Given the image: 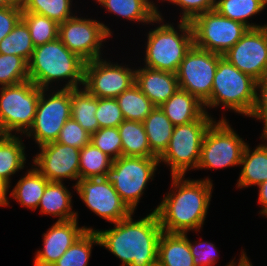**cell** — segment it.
<instances>
[{
  "label": "cell",
  "mask_w": 267,
  "mask_h": 266,
  "mask_svg": "<svg viewBox=\"0 0 267 266\" xmlns=\"http://www.w3.org/2000/svg\"><path fill=\"white\" fill-rule=\"evenodd\" d=\"M258 201L262 208L259 212L260 215L267 218V181L260 183L258 186Z\"/></svg>",
  "instance_id": "f6af8a7d"
},
{
  "label": "cell",
  "mask_w": 267,
  "mask_h": 266,
  "mask_svg": "<svg viewBox=\"0 0 267 266\" xmlns=\"http://www.w3.org/2000/svg\"><path fill=\"white\" fill-rule=\"evenodd\" d=\"M0 184H7V183L0 177Z\"/></svg>",
  "instance_id": "f907efd6"
},
{
  "label": "cell",
  "mask_w": 267,
  "mask_h": 266,
  "mask_svg": "<svg viewBox=\"0 0 267 266\" xmlns=\"http://www.w3.org/2000/svg\"><path fill=\"white\" fill-rule=\"evenodd\" d=\"M143 124L151 152L159 158L168 147L174 125L160 107H155Z\"/></svg>",
  "instance_id": "4316f807"
},
{
  "label": "cell",
  "mask_w": 267,
  "mask_h": 266,
  "mask_svg": "<svg viewBox=\"0 0 267 266\" xmlns=\"http://www.w3.org/2000/svg\"><path fill=\"white\" fill-rule=\"evenodd\" d=\"M95 231L88 226H78V219L56 221L43 236V249L36 251L34 266H52L85 232Z\"/></svg>",
  "instance_id": "ac0fdd59"
},
{
  "label": "cell",
  "mask_w": 267,
  "mask_h": 266,
  "mask_svg": "<svg viewBox=\"0 0 267 266\" xmlns=\"http://www.w3.org/2000/svg\"><path fill=\"white\" fill-rule=\"evenodd\" d=\"M194 46L223 56L249 29L243 23L207 11L191 22Z\"/></svg>",
  "instance_id": "8fae6325"
},
{
  "label": "cell",
  "mask_w": 267,
  "mask_h": 266,
  "mask_svg": "<svg viewBox=\"0 0 267 266\" xmlns=\"http://www.w3.org/2000/svg\"><path fill=\"white\" fill-rule=\"evenodd\" d=\"M40 93L30 80L0 87V134L22 136L30 129Z\"/></svg>",
  "instance_id": "ba28073f"
},
{
  "label": "cell",
  "mask_w": 267,
  "mask_h": 266,
  "mask_svg": "<svg viewBox=\"0 0 267 266\" xmlns=\"http://www.w3.org/2000/svg\"><path fill=\"white\" fill-rule=\"evenodd\" d=\"M79 159L80 179L105 178L113 161L91 142L80 149Z\"/></svg>",
  "instance_id": "1f68e13d"
},
{
  "label": "cell",
  "mask_w": 267,
  "mask_h": 266,
  "mask_svg": "<svg viewBox=\"0 0 267 266\" xmlns=\"http://www.w3.org/2000/svg\"><path fill=\"white\" fill-rule=\"evenodd\" d=\"M21 6L0 8V41L8 35L22 19Z\"/></svg>",
  "instance_id": "7bdbcfd3"
},
{
  "label": "cell",
  "mask_w": 267,
  "mask_h": 266,
  "mask_svg": "<svg viewBox=\"0 0 267 266\" xmlns=\"http://www.w3.org/2000/svg\"><path fill=\"white\" fill-rule=\"evenodd\" d=\"M29 80L28 63L17 55L0 54V87Z\"/></svg>",
  "instance_id": "8d00e7d4"
},
{
  "label": "cell",
  "mask_w": 267,
  "mask_h": 266,
  "mask_svg": "<svg viewBox=\"0 0 267 266\" xmlns=\"http://www.w3.org/2000/svg\"><path fill=\"white\" fill-rule=\"evenodd\" d=\"M106 11L143 25L152 24L159 15L157 10L148 0H95ZM146 23V24H145Z\"/></svg>",
  "instance_id": "cb8c5ba5"
},
{
  "label": "cell",
  "mask_w": 267,
  "mask_h": 266,
  "mask_svg": "<svg viewBox=\"0 0 267 266\" xmlns=\"http://www.w3.org/2000/svg\"><path fill=\"white\" fill-rule=\"evenodd\" d=\"M21 20L27 25L35 47L58 38L59 24L46 16L33 12H22Z\"/></svg>",
  "instance_id": "d590c367"
},
{
  "label": "cell",
  "mask_w": 267,
  "mask_h": 266,
  "mask_svg": "<svg viewBox=\"0 0 267 266\" xmlns=\"http://www.w3.org/2000/svg\"><path fill=\"white\" fill-rule=\"evenodd\" d=\"M207 129L202 145L198 169H223L240 166L246 142L223 116Z\"/></svg>",
  "instance_id": "9c48e42d"
},
{
  "label": "cell",
  "mask_w": 267,
  "mask_h": 266,
  "mask_svg": "<svg viewBox=\"0 0 267 266\" xmlns=\"http://www.w3.org/2000/svg\"><path fill=\"white\" fill-rule=\"evenodd\" d=\"M214 121V117L205 112L198 120L174 126L168 147L158 158L170 167L171 176H185L189 169H197L204 135Z\"/></svg>",
  "instance_id": "8992f818"
},
{
  "label": "cell",
  "mask_w": 267,
  "mask_h": 266,
  "mask_svg": "<svg viewBox=\"0 0 267 266\" xmlns=\"http://www.w3.org/2000/svg\"><path fill=\"white\" fill-rule=\"evenodd\" d=\"M158 157L121 156L112 161L105 178L114 186L123 202L133 212L149 181L160 166Z\"/></svg>",
  "instance_id": "52a82bcc"
},
{
  "label": "cell",
  "mask_w": 267,
  "mask_h": 266,
  "mask_svg": "<svg viewBox=\"0 0 267 266\" xmlns=\"http://www.w3.org/2000/svg\"><path fill=\"white\" fill-rule=\"evenodd\" d=\"M179 6L182 21L191 22L195 17L207 11L215 10L216 0H161Z\"/></svg>",
  "instance_id": "60d3db41"
},
{
  "label": "cell",
  "mask_w": 267,
  "mask_h": 266,
  "mask_svg": "<svg viewBox=\"0 0 267 266\" xmlns=\"http://www.w3.org/2000/svg\"><path fill=\"white\" fill-rule=\"evenodd\" d=\"M262 139V144L259 143L253 151L246 144L240 167L241 172L239 179L237 180V188H248L251 186H258L260 183L267 181V136H260Z\"/></svg>",
  "instance_id": "ffe728a7"
},
{
  "label": "cell",
  "mask_w": 267,
  "mask_h": 266,
  "mask_svg": "<svg viewBox=\"0 0 267 266\" xmlns=\"http://www.w3.org/2000/svg\"><path fill=\"white\" fill-rule=\"evenodd\" d=\"M170 191L164 195L156 212L162 231L167 233L199 232L205 223L212 197L213 183L203 179L170 176Z\"/></svg>",
  "instance_id": "6da1fadb"
},
{
  "label": "cell",
  "mask_w": 267,
  "mask_h": 266,
  "mask_svg": "<svg viewBox=\"0 0 267 266\" xmlns=\"http://www.w3.org/2000/svg\"><path fill=\"white\" fill-rule=\"evenodd\" d=\"M31 167L18 180L9 195L23 208L35 211L49 181L33 165Z\"/></svg>",
  "instance_id": "484cf974"
},
{
  "label": "cell",
  "mask_w": 267,
  "mask_h": 266,
  "mask_svg": "<svg viewBox=\"0 0 267 266\" xmlns=\"http://www.w3.org/2000/svg\"><path fill=\"white\" fill-rule=\"evenodd\" d=\"M136 69L98 58L85 64L83 87L97 98H116L135 84Z\"/></svg>",
  "instance_id": "5bb4252c"
},
{
  "label": "cell",
  "mask_w": 267,
  "mask_h": 266,
  "mask_svg": "<svg viewBox=\"0 0 267 266\" xmlns=\"http://www.w3.org/2000/svg\"><path fill=\"white\" fill-rule=\"evenodd\" d=\"M85 64L86 61L57 38L35 47L28 62L29 80L41 89H51L52 84L58 85L63 80L66 83L58 87L60 89L81 88L84 85Z\"/></svg>",
  "instance_id": "3957f363"
},
{
  "label": "cell",
  "mask_w": 267,
  "mask_h": 266,
  "mask_svg": "<svg viewBox=\"0 0 267 266\" xmlns=\"http://www.w3.org/2000/svg\"><path fill=\"white\" fill-rule=\"evenodd\" d=\"M71 194L64 182L49 181L37 209L42 215L58 218L57 221L78 219V212L72 209Z\"/></svg>",
  "instance_id": "44dd1931"
},
{
  "label": "cell",
  "mask_w": 267,
  "mask_h": 266,
  "mask_svg": "<svg viewBox=\"0 0 267 266\" xmlns=\"http://www.w3.org/2000/svg\"><path fill=\"white\" fill-rule=\"evenodd\" d=\"M93 245H100L96 231H85L52 266H88Z\"/></svg>",
  "instance_id": "d6a6232c"
},
{
  "label": "cell",
  "mask_w": 267,
  "mask_h": 266,
  "mask_svg": "<svg viewBox=\"0 0 267 266\" xmlns=\"http://www.w3.org/2000/svg\"><path fill=\"white\" fill-rule=\"evenodd\" d=\"M90 139L91 134L84 130L77 121L69 118L62 127L56 142L82 149L90 143Z\"/></svg>",
  "instance_id": "ab89813d"
},
{
  "label": "cell",
  "mask_w": 267,
  "mask_h": 266,
  "mask_svg": "<svg viewBox=\"0 0 267 266\" xmlns=\"http://www.w3.org/2000/svg\"><path fill=\"white\" fill-rule=\"evenodd\" d=\"M90 142L112 160L122 156V141L118 127L98 129L91 134Z\"/></svg>",
  "instance_id": "74e56055"
},
{
  "label": "cell",
  "mask_w": 267,
  "mask_h": 266,
  "mask_svg": "<svg viewBox=\"0 0 267 266\" xmlns=\"http://www.w3.org/2000/svg\"><path fill=\"white\" fill-rule=\"evenodd\" d=\"M256 87L255 79L221 56L215 71L211 96L203 103L205 111L209 113L208 109L221 105L223 110L228 109L250 118L256 102Z\"/></svg>",
  "instance_id": "5b68a950"
},
{
  "label": "cell",
  "mask_w": 267,
  "mask_h": 266,
  "mask_svg": "<svg viewBox=\"0 0 267 266\" xmlns=\"http://www.w3.org/2000/svg\"><path fill=\"white\" fill-rule=\"evenodd\" d=\"M135 84L155 107H160L179 89L175 73L145 66L136 69Z\"/></svg>",
  "instance_id": "d6986e66"
},
{
  "label": "cell",
  "mask_w": 267,
  "mask_h": 266,
  "mask_svg": "<svg viewBox=\"0 0 267 266\" xmlns=\"http://www.w3.org/2000/svg\"><path fill=\"white\" fill-rule=\"evenodd\" d=\"M22 0H0V8L9 6H21Z\"/></svg>",
  "instance_id": "7dc6e473"
},
{
  "label": "cell",
  "mask_w": 267,
  "mask_h": 266,
  "mask_svg": "<svg viewBox=\"0 0 267 266\" xmlns=\"http://www.w3.org/2000/svg\"><path fill=\"white\" fill-rule=\"evenodd\" d=\"M155 23L159 25L146 34L144 66L176 74L186 53L194 45L191 23L179 20L177 28H174L173 23H165L160 11L153 20Z\"/></svg>",
  "instance_id": "277c9868"
},
{
  "label": "cell",
  "mask_w": 267,
  "mask_h": 266,
  "mask_svg": "<svg viewBox=\"0 0 267 266\" xmlns=\"http://www.w3.org/2000/svg\"><path fill=\"white\" fill-rule=\"evenodd\" d=\"M220 57L219 54L193 45L186 53L176 73L179 89L196 96L204 103L211 96Z\"/></svg>",
  "instance_id": "4fadbf2b"
},
{
  "label": "cell",
  "mask_w": 267,
  "mask_h": 266,
  "mask_svg": "<svg viewBox=\"0 0 267 266\" xmlns=\"http://www.w3.org/2000/svg\"><path fill=\"white\" fill-rule=\"evenodd\" d=\"M72 2L73 0H22L21 7L23 12L43 15L60 24L75 15Z\"/></svg>",
  "instance_id": "e575fe53"
},
{
  "label": "cell",
  "mask_w": 267,
  "mask_h": 266,
  "mask_svg": "<svg viewBox=\"0 0 267 266\" xmlns=\"http://www.w3.org/2000/svg\"><path fill=\"white\" fill-rule=\"evenodd\" d=\"M116 101L125 120L143 122L155 108L149 98L136 84L123 91L116 97Z\"/></svg>",
  "instance_id": "4dcf8cb0"
},
{
  "label": "cell",
  "mask_w": 267,
  "mask_h": 266,
  "mask_svg": "<svg viewBox=\"0 0 267 266\" xmlns=\"http://www.w3.org/2000/svg\"><path fill=\"white\" fill-rule=\"evenodd\" d=\"M69 118L71 89H41L33 124L24 137L32 138L38 147L56 141Z\"/></svg>",
  "instance_id": "30bf717a"
},
{
  "label": "cell",
  "mask_w": 267,
  "mask_h": 266,
  "mask_svg": "<svg viewBox=\"0 0 267 266\" xmlns=\"http://www.w3.org/2000/svg\"><path fill=\"white\" fill-rule=\"evenodd\" d=\"M223 57L258 82L267 68V26L248 29Z\"/></svg>",
  "instance_id": "e0dca14e"
},
{
  "label": "cell",
  "mask_w": 267,
  "mask_h": 266,
  "mask_svg": "<svg viewBox=\"0 0 267 266\" xmlns=\"http://www.w3.org/2000/svg\"><path fill=\"white\" fill-rule=\"evenodd\" d=\"M9 191L8 184H0V207H10V201L8 200L7 193Z\"/></svg>",
  "instance_id": "bcb514c9"
},
{
  "label": "cell",
  "mask_w": 267,
  "mask_h": 266,
  "mask_svg": "<svg viewBox=\"0 0 267 266\" xmlns=\"http://www.w3.org/2000/svg\"><path fill=\"white\" fill-rule=\"evenodd\" d=\"M160 109L174 126L198 120L206 112L204 104L196 96L182 89H178Z\"/></svg>",
  "instance_id": "7402d4cb"
},
{
  "label": "cell",
  "mask_w": 267,
  "mask_h": 266,
  "mask_svg": "<svg viewBox=\"0 0 267 266\" xmlns=\"http://www.w3.org/2000/svg\"><path fill=\"white\" fill-rule=\"evenodd\" d=\"M257 87H267V68L265 69L261 79L257 82Z\"/></svg>",
  "instance_id": "c3c4849f"
},
{
  "label": "cell",
  "mask_w": 267,
  "mask_h": 266,
  "mask_svg": "<svg viewBox=\"0 0 267 266\" xmlns=\"http://www.w3.org/2000/svg\"><path fill=\"white\" fill-rule=\"evenodd\" d=\"M149 2H151V4L157 9V10H159L158 9V7H157V4H155V2H153L152 0L150 1V0H148ZM159 1V0H158Z\"/></svg>",
  "instance_id": "681fc988"
},
{
  "label": "cell",
  "mask_w": 267,
  "mask_h": 266,
  "mask_svg": "<svg viewBox=\"0 0 267 266\" xmlns=\"http://www.w3.org/2000/svg\"><path fill=\"white\" fill-rule=\"evenodd\" d=\"M21 135H0V177L9 185L11 176L24 169L25 145Z\"/></svg>",
  "instance_id": "d4e9b609"
},
{
  "label": "cell",
  "mask_w": 267,
  "mask_h": 266,
  "mask_svg": "<svg viewBox=\"0 0 267 266\" xmlns=\"http://www.w3.org/2000/svg\"><path fill=\"white\" fill-rule=\"evenodd\" d=\"M129 217L114 223L113 228L95 230L100 247L120 259L121 266H157L158 241L162 231L155 211L139 220Z\"/></svg>",
  "instance_id": "7a4b0ae2"
},
{
  "label": "cell",
  "mask_w": 267,
  "mask_h": 266,
  "mask_svg": "<svg viewBox=\"0 0 267 266\" xmlns=\"http://www.w3.org/2000/svg\"><path fill=\"white\" fill-rule=\"evenodd\" d=\"M112 32L100 21L75 14L59 24L58 38L71 52L88 62L103 58L102 46Z\"/></svg>",
  "instance_id": "7c38bea8"
},
{
  "label": "cell",
  "mask_w": 267,
  "mask_h": 266,
  "mask_svg": "<svg viewBox=\"0 0 267 266\" xmlns=\"http://www.w3.org/2000/svg\"><path fill=\"white\" fill-rule=\"evenodd\" d=\"M95 116L99 129L118 127L125 120L116 98H97Z\"/></svg>",
  "instance_id": "f35d334b"
},
{
  "label": "cell",
  "mask_w": 267,
  "mask_h": 266,
  "mask_svg": "<svg viewBox=\"0 0 267 266\" xmlns=\"http://www.w3.org/2000/svg\"><path fill=\"white\" fill-rule=\"evenodd\" d=\"M75 188L85 206L111 224L133 213L106 178L79 179Z\"/></svg>",
  "instance_id": "9a60e30c"
},
{
  "label": "cell",
  "mask_w": 267,
  "mask_h": 266,
  "mask_svg": "<svg viewBox=\"0 0 267 266\" xmlns=\"http://www.w3.org/2000/svg\"><path fill=\"white\" fill-rule=\"evenodd\" d=\"M118 131L122 141V156L156 157L150 149L143 122L124 120Z\"/></svg>",
  "instance_id": "83f0119b"
},
{
  "label": "cell",
  "mask_w": 267,
  "mask_h": 266,
  "mask_svg": "<svg viewBox=\"0 0 267 266\" xmlns=\"http://www.w3.org/2000/svg\"><path fill=\"white\" fill-rule=\"evenodd\" d=\"M267 7L266 0H216L215 10L222 16L243 23L249 29L267 26L250 23L252 16L259 15Z\"/></svg>",
  "instance_id": "f546056e"
},
{
  "label": "cell",
  "mask_w": 267,
  "mask_h": 266,
  "mask_svg": "<svg viewBox=\"0 0 267 266\" xmlns=\"http://www.w3.org/2000/svg\"><path fill=\"white\" fill-rule=\"evenodd\" d=\"M96 110L97 97L91 95L84 87L71 89V118L89 134L99 129Z\"/></svg>",
  "instance_id": "f1b7e54d"
},
{
  "label": "cell",
  "mask_w": 267,
  "mask_h": 266,
  "mask_svg": "<svg viewBox=\"0 0 267 266\" xmlns=\"http://www.w3.org/2000/svg\"><path fill=\"white\" fill-rule=\"evenodd\" d=\"M33 157V166L51 182H63L65 179L78 183L80 149L56 141L41 145Z\"/></svg>",
  "instance_id": "2e32d148"
},
{
  "label": "cell",
  "mask_w": 267,
  "mask_h": 266,
  "mask_svg": "<svg viewBox=\"0 0 267 266\" xmlns=\"http://www.w3.org/2000/svg\"><path fill=\"white\" fill-rule=\"evenodd\" d=\"M34 49L35 46L27 25L22 20L0 41V54L17 55L27 63L30 61Z\"/></svg>",
  "instance_id": "836d02e7"
},
{
  "label": "cell",
  "mask_w": 267,
  "mask_h": 266,
  "mask_svg": "<svg viewBox=\"0 0 267 266\" xmlns=\"http://www.w3.org/2000/svg\"><path fill=\"white\" fill-rule=\"evenodd\" d=\"M157 266H194L187 233H161Z\"/></svg>",
  "instance_id": "603a6c76"
},
{
  "label": "cell",
  "mask_w": 267,
  "mask_h": 266,
  "mask_svg": "<svg viewBox=\"0 0 267 266\" xmlns=\"http://www.w3.org/2000/svg\"><path fill=\"white\" fill-rule=\"evenodd\" d=\"M188 240L194 266H215L219 250L213 243L195 240L192 242L189 238Z\"/></svg>",
  "instance_id": "b9f144b4"
},
{
  "label": "cell",
  "mask_w": 267,
  "mask_h": 266,
  "mask_svg": "<svg viewBox=\"0 0 267 266\" xmlns=\"http://www.w3.org/2000/svg\"><path fill=\"white\" fill-rule=\"evenodd\" d=\"M250 117L263 123L261 135L267 136V87H256V102Z\"/></svg>",
  "instance_id": "ee69618b"
}]
</instances>
